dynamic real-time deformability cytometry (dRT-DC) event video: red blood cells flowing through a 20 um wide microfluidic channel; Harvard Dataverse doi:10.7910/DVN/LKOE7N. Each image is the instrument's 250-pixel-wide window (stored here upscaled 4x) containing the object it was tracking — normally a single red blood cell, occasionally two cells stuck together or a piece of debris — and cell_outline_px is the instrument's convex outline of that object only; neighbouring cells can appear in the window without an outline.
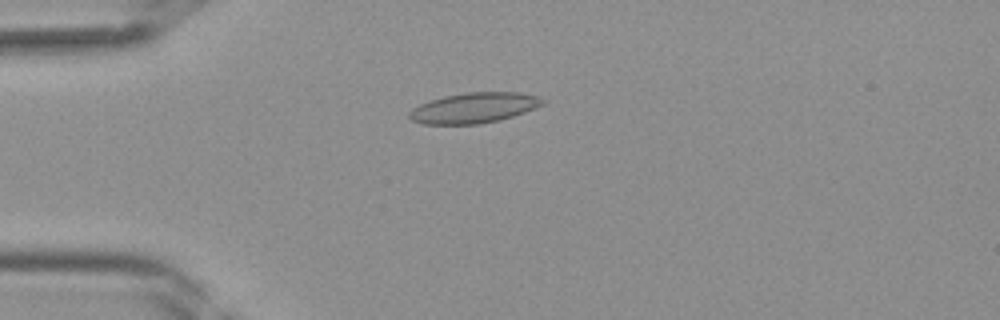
{"species": "Egyptian fruit bat (a non-hibernating species)", "species_latin": "Rousettus aegyptiacus", "temperature_condition": "room temperature", "stored_images_in_passage": 41, "camera_frame_rate_fps": 3000, "um_per_image_px": 0.085, "frame": {"image": 1, "passage_image": 11, "time_ms": 3.333, "image_size_px": [1000, 320], "cell_outline_px": [[548, 100], [544, 104], [524, 112], [500, 120], [480, 124], [424, 124], [412, 120], [408, 116], [408, 112], [412, 108], [420, 104], [444, 96], [468, 92], [520, 92], [540, 96]], "centroid_in_image_um": [40.33, 9.16], "position_along_channel_um": 44.7, "area_um2": 23.7}}
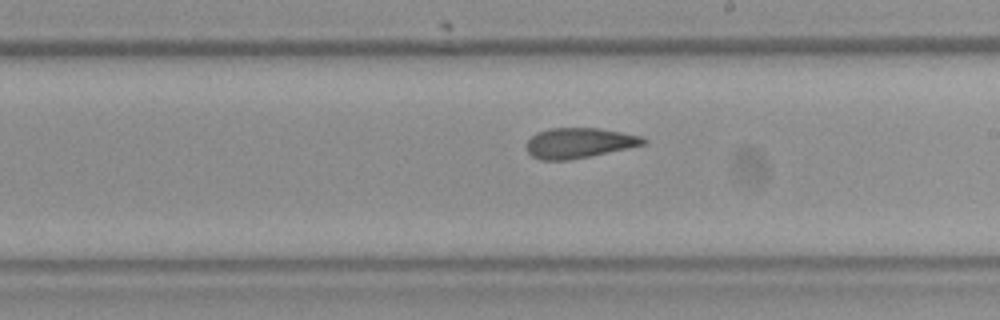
{"frame": {"image": 2, "passage_image": 24, "time_ms": 7.667, "image_size_px": [1000, 320], "cell_outline_px": [[648, 140], [644, 144], [628, 148], [568, 160], [540, 160], [532, 156], [528, 152], [528, 140], [536, 132], [552, 128], [600, 128], [640, 136]], "centroid_in_image_um": [49.21, 12.14], "position_along_channel_um": 239.8, "area_um2": 20.29}}
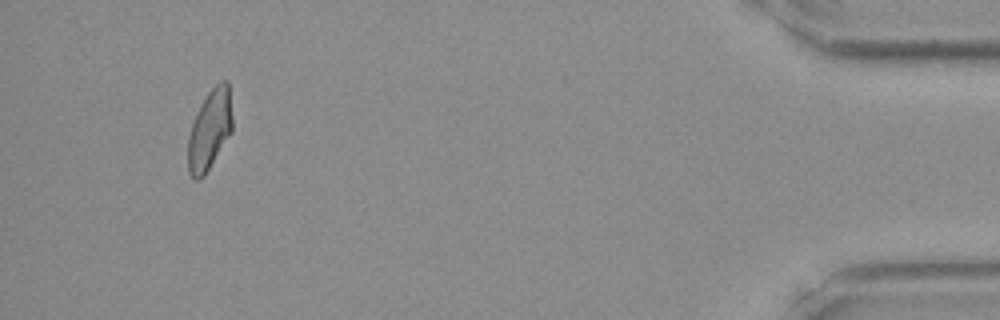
{"frame": {"image": 3, "passage_image": 39, "time_ms": 12.667, "image_size_px": [1000, 320], "cell_outline_px": [[232, 132], [204, 176], [200, 180], [196, 180], [188, 172], [188, 136], [196, 112], [200, 104], [208, 92], [220, 80], [228, 80], [232, 116]], "centroid_in_image_um": [17.82, 11.02], "position_along_channel_um": 417.4, "area_um2": 20.81}}